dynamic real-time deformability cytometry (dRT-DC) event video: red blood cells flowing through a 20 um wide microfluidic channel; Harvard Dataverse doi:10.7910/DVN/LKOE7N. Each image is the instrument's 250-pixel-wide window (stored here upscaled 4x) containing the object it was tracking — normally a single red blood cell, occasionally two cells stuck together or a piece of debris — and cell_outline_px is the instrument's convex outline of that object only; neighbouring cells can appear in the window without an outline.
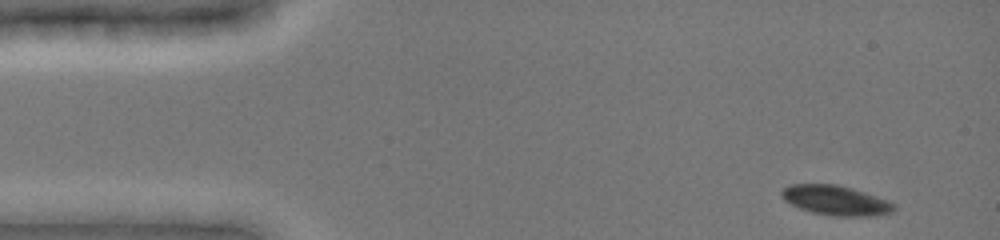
{"species": "common noctule bat (a hibernating species)", "species_latin": "Nyctalus noctula", "temperature_condition": "cold", "stored_images_in_passage": 20, "camera_frame_rate_fps": 3000, "um_per_image_px": 0.085, "animal": {"sex": "female", "body_mass_g": 19.0, "forearm_length_mm": 51.5}, "frame": {"image": 1, "passage_image": 1, "time_ms": 0.0, "image_size_px": [1000, 240], "cell_outline_px": [[896, 208], [892, 212], [872, 216], [832, 216], [812, 212], [800, 208], [784, 200], [780, 196], [780, 192], [788, 184], [836, 184], [852, 188], [888, 200], [896, 204]], "centroid_in_image_um": [71.04, 17.03], "position_along_channel_um": 14.0, "area_um2": 19.54}}
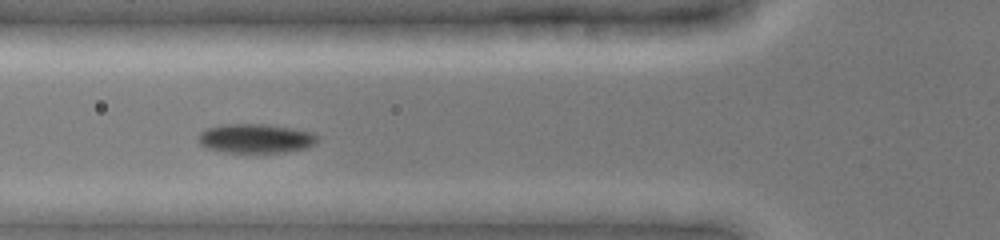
{"frame": {"image": 2, "passage_image": 10, "time_ms": 4.667, "image_size_px": [1000, 240], "cell_outline_px": [[320, 136], [312, 144], [304, 148], [284, 152], [224, 152], [208, 148], [200, 144], [196, 136], [200, 132], [208, 128], [220, 124], [268, 124], [292, 128], [312, 132]], "centroid_in_image_um": [21.69, 11.75], "position_along_channel_um": 104.1, "area_um2": 20.23}}
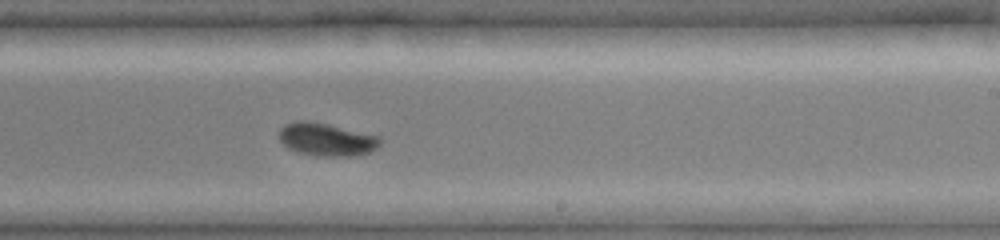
{"frame": {"image": 3, "passage_image": 20, "time_ms": 8.667, "image_size_px": [1000, 240], "cell_outline_px": [[380, 144], [376, 148], [368, 152], [356, 156], [316, 156], [300, 152], [288, 148], [280, 140], [280, 128], [284, 124], [296, 120], [308, 120], [328, 124], [380, 136]], "centroid_in_image_um": [27.75, 11.84], "position_along_channel_um": 261.3, "area_um2": 19.36}}